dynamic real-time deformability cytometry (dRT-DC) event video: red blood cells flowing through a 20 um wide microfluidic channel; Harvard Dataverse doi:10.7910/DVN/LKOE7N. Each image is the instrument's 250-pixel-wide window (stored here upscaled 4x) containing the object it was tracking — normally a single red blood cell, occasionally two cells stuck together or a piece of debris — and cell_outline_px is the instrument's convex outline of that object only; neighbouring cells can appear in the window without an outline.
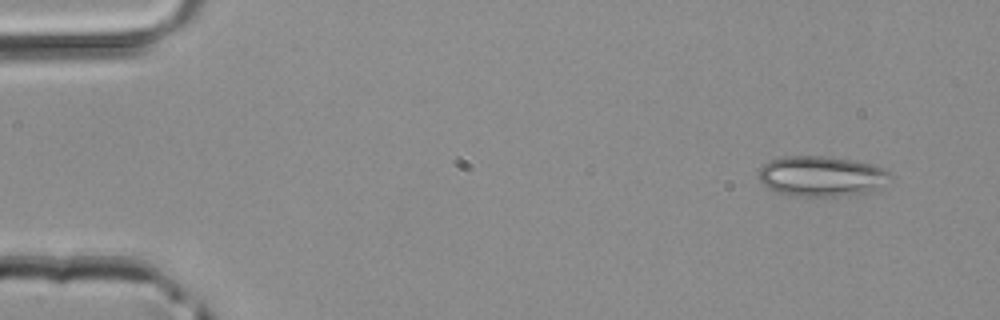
{"species": "common noctule bat (a hibernating species)", "species_latin": "Nyctalus noctula", "temperature_condition": "room temperature", "stored_images_in_passage": 3, "camera_frame_rate_fps": 3000, "um_per_image_px": 0.085, "animal": {"sex": "male", "body_mass_g": 20.4}, "frame": {"image": 1, "passage_image": 1, "time_ms": 0.0, "image_size_px": [1000, 320], "cell_outline_px": [[892, 176], [872, 192], [836, 196], [792, 196], [768, 188], [760, 180], [760, 168], [768, 160], [784, 156], [832, 156], [856, 160], [872, 164], [884, 168]], "centroid_in_image_um": [69.83, 14.96], "position_along_channel_um": 15.2, "area_um2": 30.98}}
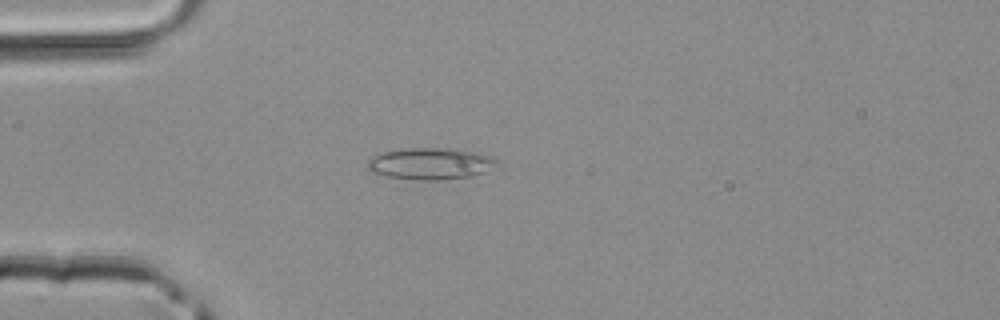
{"frame": {"image": 2, "passage_image": 3, "time_ms": 0.667, "image_size_px": [1000, 320], "cell_outline_px": [[500, 164], [484, 172], [472, 176], [440, 180], [420, 180], [384, 176], [372, 172], [368, 168], [368, 160], [372, 156], [384, 152], [400, 148], [440, 148], [480, 152], [492, 156]], "centroid_in_image_um": [36.6, 13.91], "position_along_channel_um": 48.4, "area_um2": 23.99}}